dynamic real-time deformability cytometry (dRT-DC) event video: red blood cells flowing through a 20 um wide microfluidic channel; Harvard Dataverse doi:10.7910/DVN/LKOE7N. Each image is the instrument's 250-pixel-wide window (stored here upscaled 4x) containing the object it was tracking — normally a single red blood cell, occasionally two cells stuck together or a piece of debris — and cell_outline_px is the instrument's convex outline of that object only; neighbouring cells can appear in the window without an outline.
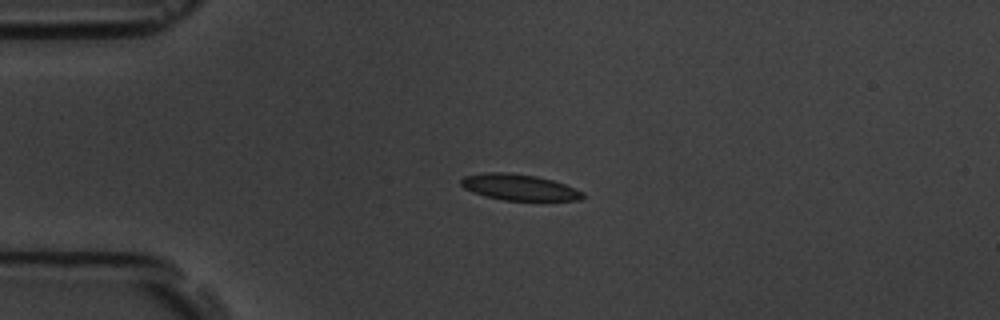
{"species": "common noctule bat (a hibernating species)", "species_latin": "Nyctalus noctula", "temperature_condition": "room temperature", "stored_images_in_passage": 5, "camera_frame_rate_fps": 3000, "um_per_image_px": 0.085, "animal": {"sex": "male", "body_mass_g": 19.5, "forearm_length_mm": 54.6}, "frame": {"image": 1, "passage_image": 3, "time_ms": 2.0, "image_size_px": [1000, 320], "cell_outline_px": [[584, 196], [580, 200], [504, 200], [484, 196], [472, 192], [464, 188], [460, 184], [460, 180], [464, 176], [484, 172], [504, 172], [536, 176], [552, 180], [564, 184], [584, 192]], "centroid_in_image_um": [44.09, 15.91], "position_along_channel_um": 40.9, "area_um2": 18.44}}
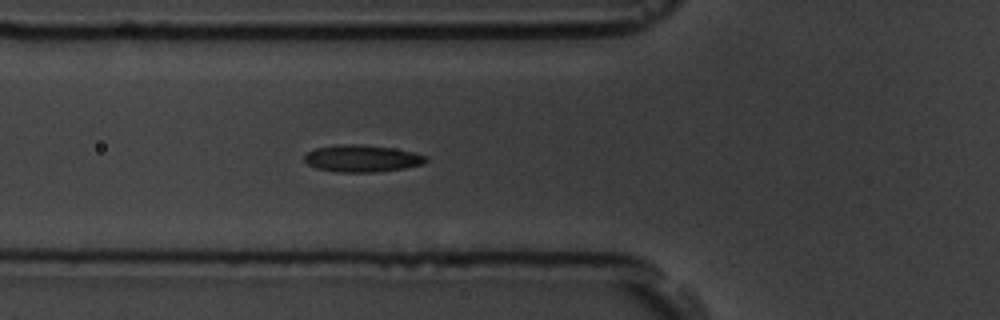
{"frame": {"image": 2, "passage_image": 5, "time_ms": 4.333, "image_size_px": [1000, 320], "cell_outline_px": [[428, 160], [424, 164], [404, 168], [372, 172], [336, 172], [316, 168], [308, 164], [304, 160], [304, 156], [308, 152], [316, 148], [340, 144], [360, 144], [392, 148], [412, 152], [428, 156]], "centroid_in_image_um": [30.77, 13.47], "position_along_channel_um": 95.0, "area_um2": 19.07}}